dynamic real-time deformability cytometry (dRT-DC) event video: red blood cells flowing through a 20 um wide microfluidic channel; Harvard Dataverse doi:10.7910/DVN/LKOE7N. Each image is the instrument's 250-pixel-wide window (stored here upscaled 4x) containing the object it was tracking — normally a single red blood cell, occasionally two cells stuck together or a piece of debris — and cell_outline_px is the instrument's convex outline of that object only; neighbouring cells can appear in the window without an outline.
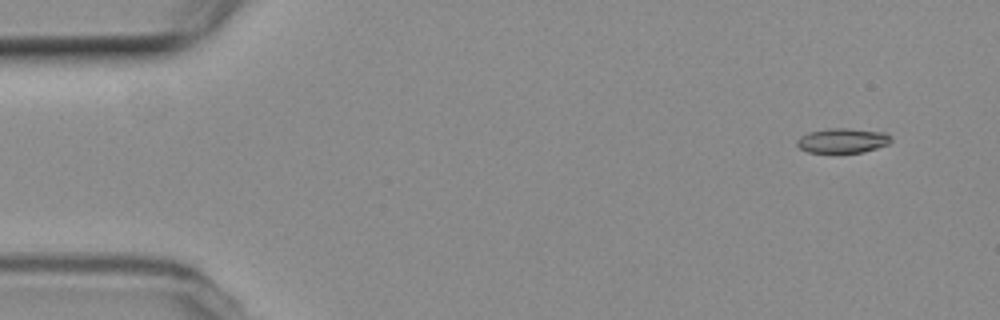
{"species": "common noctule bat (a hibernating species)", "species_latin": "Nyctalus noctula", "temperature_condition": "room temperature", "stored_images_in_passage": 5, "camera_frame_rate_fps": 3000, "um_per_image_px": 0.085, "animal": {"sex": "female", "body_mass_g": 19.3, "forearm_length_mm": 54.1}, "frame": {"image": 1, "passage_image": 1, "time_ms": 0.0, "image_size_px": [1000, 320], "cell_outline_px": [[892, 140], [888, 144], [864, 152], [808, 152], [800, 148], [796, 144], [796, 140], [800, 136], [808, 132], [828, 128], [848, 128], [884, 132], [892, 136]], "centroid_in_image_um": [71.62, 11.93], "position_along_channel_um": 13.4, "area_um2": 13.58}}
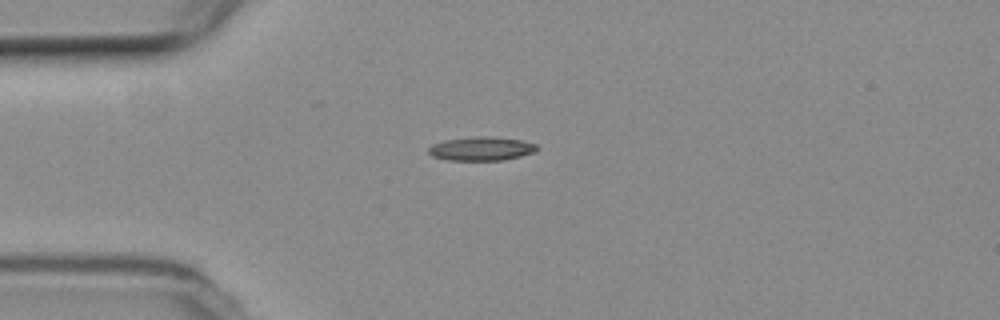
{"frame": {"image": 2, "passage_image": 4, "time_ms": 3.333, "image_size_px": [1000, 320], "cell_outline_px": [[540, 148], [536, 152], [504, 160], [448, 160], [432, 156], [428, 152], [428, 148], [432, 144], [444, 140], [476, 136], [484, 136], [520, 140], [536, 144]], "centroid_in_image_um": [40.92, 12.64], "position_along_channel_um": 44.1, "area_um2": 15.03}}
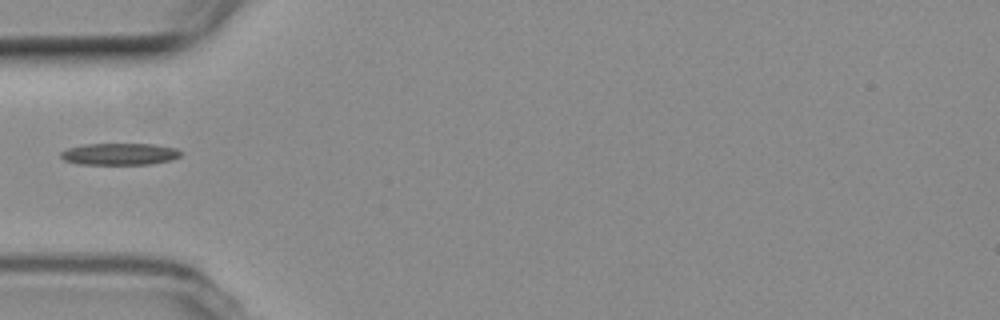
{"frame": {"image": 3, "passage_image": 5, "time_ms": 4.667, "image_size_px": [1000, 320], "cell_outline_px": [[180, 156], [172, 160], [148, 164], [80, 164], [64, 160], [60, 156], [60, 152], [68, 148], [84, 144], [152, 144], [176, 148], [180, 152]], "centroid_in_image_um": [10.15, 13.09], "position_along_channel_um": 74.9, "area_um2": 15.14}}